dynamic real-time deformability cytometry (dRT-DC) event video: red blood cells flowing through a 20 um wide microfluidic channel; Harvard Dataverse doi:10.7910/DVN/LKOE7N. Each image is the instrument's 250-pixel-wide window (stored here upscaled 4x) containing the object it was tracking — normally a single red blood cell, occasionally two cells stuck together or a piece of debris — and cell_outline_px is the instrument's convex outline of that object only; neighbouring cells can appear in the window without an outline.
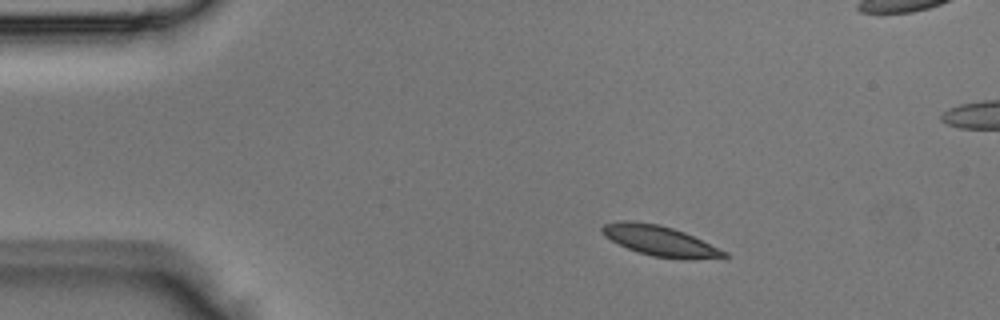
{"species": "Egyptian fruit bat (a non-hibernating species)", "species_latin": "Rousettus aegyptiacus", "temperature_condition": "room temperature", "stored_images_in_passage": 3, "camera_frame_rate_fps": 3000, "um_per_image_px": 0.085, "animal": {"sex": "male"}, "frame": {"image": 1, "passage_image": 1, "time_ms": 0.0, "image_size_px": [1000, 320], "cell_outline_px": [[728, 256], [692, 260], [680, 260], [652, 256], [636, 252], [604, 236], [600, 228], [604, 224], [620, 220], [632, 220], [660, 224], [684, 232], [728, 252]], "centroid_in_image_um": [56.08, 20.47], "position_along_channel_um": 28.9, "area_um2": 21.68}}